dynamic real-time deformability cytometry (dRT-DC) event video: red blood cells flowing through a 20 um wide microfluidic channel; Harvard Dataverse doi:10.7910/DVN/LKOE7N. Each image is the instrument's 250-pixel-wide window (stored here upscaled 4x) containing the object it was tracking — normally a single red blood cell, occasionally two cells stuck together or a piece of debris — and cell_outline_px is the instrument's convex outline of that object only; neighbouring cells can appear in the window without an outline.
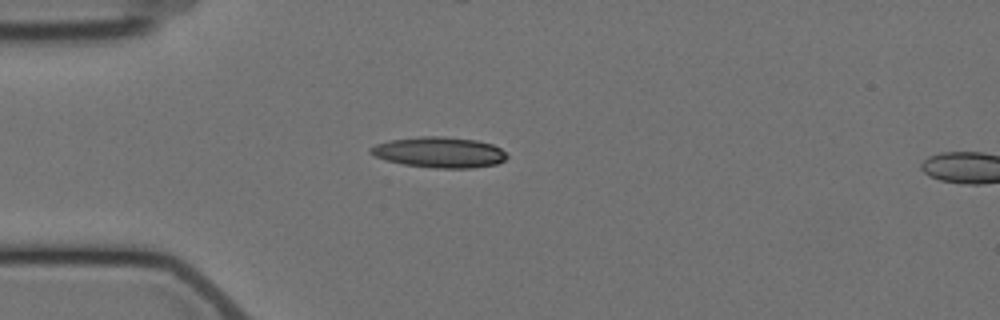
{"species": "Egyptian fruit bat (a non-hibernating species)", "species_latin": "Rousettus aegyptiacus", "temperature_condition": "cold", "stored_images_in_passage": 6, "segment_of_instrument_passage": [1, 2], "camera_frame_rate_fps": 3000, "um_per_image_px": 0.085, "animal": {"sex": "female"}, "frame": {"image": 1, "passage_image": 5, "time_ms": 4.333, "image_size_px": [1000, 320], "cell_outline_px": [[508, 156], [504, 160], [496, 164], [472, 168], [432, 168], [404, 164], [388, 160], [376, 156], [368, 152], [368, 148], [376, 144], [392, 140], [420, 136], [444, 136], [476, 140], [492, 144], [500, 148]], "centroid_in_image_um": [37.35, 12.94], "position_along_channel_um": 47.6, "area_um2": 24.28}}